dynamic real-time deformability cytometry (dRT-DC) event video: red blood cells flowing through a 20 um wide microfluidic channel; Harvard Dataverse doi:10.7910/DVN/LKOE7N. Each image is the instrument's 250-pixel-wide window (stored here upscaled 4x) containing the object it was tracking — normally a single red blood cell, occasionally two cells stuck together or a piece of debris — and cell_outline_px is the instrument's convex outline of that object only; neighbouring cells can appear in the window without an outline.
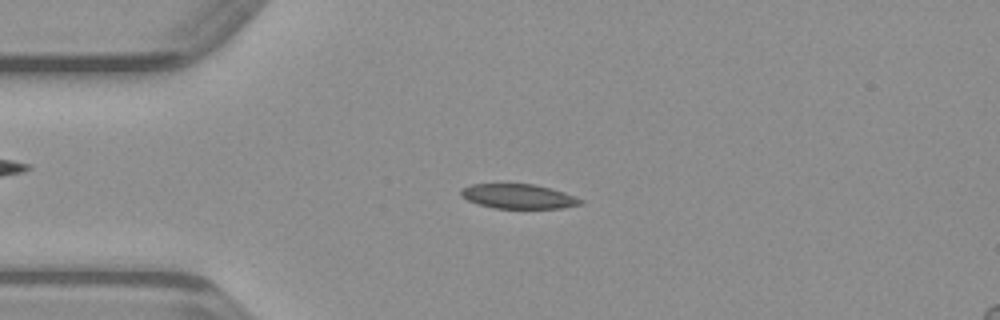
{"species": "common noctule bat (a hibernating species)", "species_latin": "Nyctalus noctula", "temperature_condition": "warm", "stored_images_in_passage": 48, "camera_frame_rate_fps": 3000, "um_per_image_px": 0.085, "animal": {"sex": "male", "body_mass_g": 23.1, "forearm_length_mm": 52.7}, "frame": {"image": 1, "passage_image": 11, "time_ms": 3.333, "image_size_px": [1000, 320], "cell_outline_px": [[584, 200], [580, 204], [560, 208], [496, 208], [480, 204], [468, 200], [460, 196], [460, 188], [472, 184], [532, 184], [564, 192]], "centroid_in_image_um": [44.02, 16.68], "position_along_channel_um": 41.0, "area_um2": 16.88}}
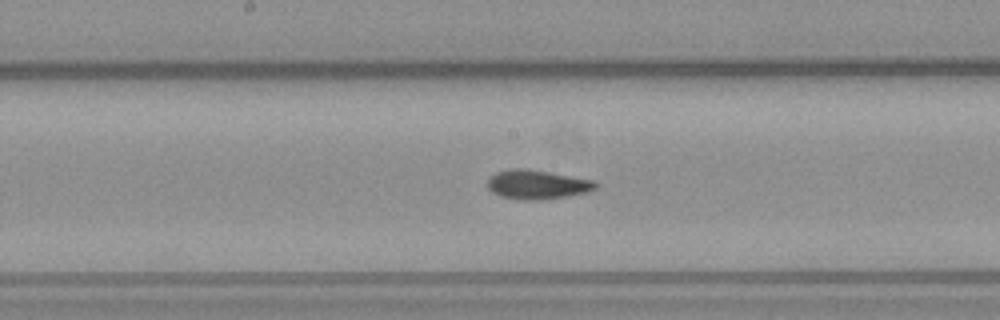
{"frame": {"image": 2, "passage_image": 24, "time_ms": 7.667, "image_size_px": [1000, 320], "cell_outline_px": [[596, 188], [588, 192], [568, 196], [540, 200], [520, 200], [500, 196], [492, 192], [488, 188], [488, 180], [496, 172], [512, 168], [524, 168], [596, 180]], "centroid_in_image_um": [45.67, 15.69], "position_along_channel_um": 202.5, "area_um2": 18.38}}
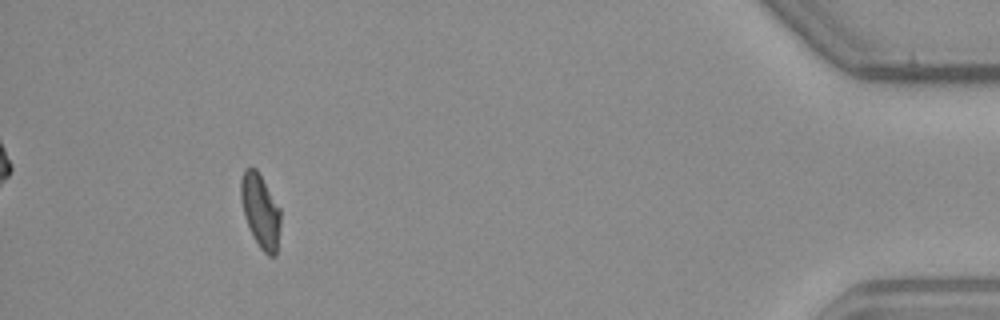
{"frame": {"image": 3, "passage_image": 44, "time_ms": 14.333, "image_size_px": [1000, 320], "cell_outline_px": [[280, 224], [276, 256], [268, 256], [260, 248], [252, 236], [244, 216], [240, 200], [240, 180], [244, 168], [256, 168], [280, 208]], "centroid_in_image_um": [22.11, 17.93], "position_along_channel_um": 413.1, "area_um2": 17.17}}